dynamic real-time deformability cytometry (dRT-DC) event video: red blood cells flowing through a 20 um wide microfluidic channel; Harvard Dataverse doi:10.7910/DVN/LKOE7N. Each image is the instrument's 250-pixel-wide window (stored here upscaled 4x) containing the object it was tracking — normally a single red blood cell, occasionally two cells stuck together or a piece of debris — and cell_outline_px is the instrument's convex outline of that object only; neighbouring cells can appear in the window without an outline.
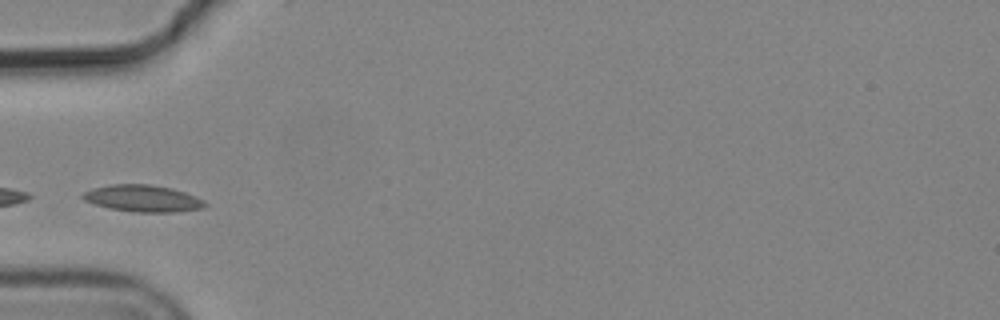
{"species": "common noctule bat (a hibernating species)", "species_latin": "Nyctalus noctula", "temperature_condition": "cold", "stored_images_in_passage": 5, "camera_frame_rate_fps": 3000, "um_per_image_px": 0.085, "animal": {"sex": "male", "body_mass_g": 19.2, "forearm_length_mm": 51.8}, "frame": {"image": 1, "passage_image": 3, "time_ms": 0.667, "image_size_px": [1000, 320], "cell_outline_px": [[208, 204], [204, 208], [176, 212], [136, 212], [108, 208], [84, 200], [80, 196], [84, 192], [92, 188], [112, 184], [152, 184], [172, 188], [196, 196], [204, 200]], "centroid_in_image_um": [12.16, 16.86], "position_along_channel_um": 72.8, "area_um2": 19.19}}
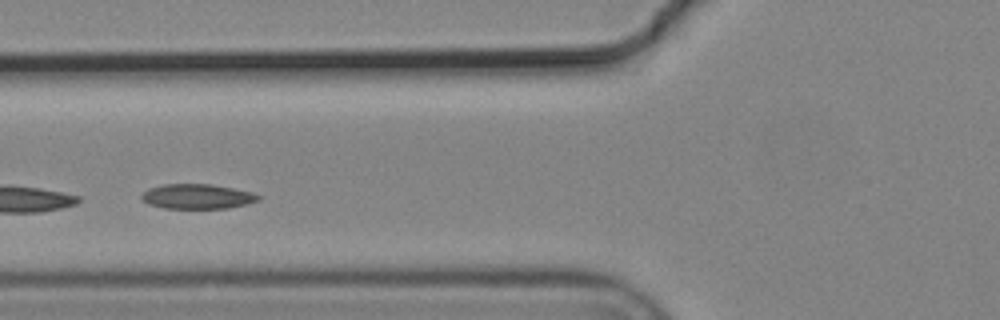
{"frame": {"image": 2, "passage_image": 4, "time_ms": 1.0, "image_size_px": [1000, 320], "cell_outline_px": [[260, 200], [248, 204], [228, 208], [164, 208], [148, 204], [140, 196], [148, 188], [164, 184], [212, 184], [252, 192], [260, 196]], "centroid_in_image_um": [16.78, 16.7], "position_along_channel_um": 109.0, "area_um2": 16.88}}
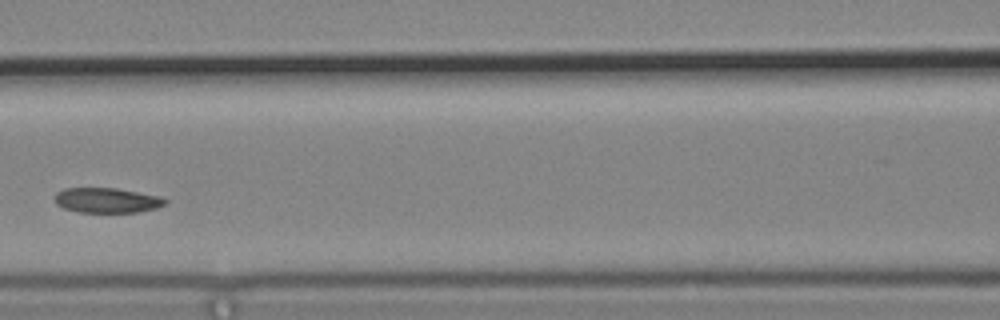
{"frame": {"image": 3, "passage_image": 5, "time_ms": 1.333, "image_size_px": [1000, 320], "cell_outline_px": [[168, 200], [164, 204], [156, 208], [136, 212], [76, 212], [64, 208], [56, 204], [56, 192], [64, 188], [116, 188], [160, 196]], "centroid_in_image_um": [9.07, 17.02], "position_along_channel_um": 157.5, "area_um2": 16.01}}